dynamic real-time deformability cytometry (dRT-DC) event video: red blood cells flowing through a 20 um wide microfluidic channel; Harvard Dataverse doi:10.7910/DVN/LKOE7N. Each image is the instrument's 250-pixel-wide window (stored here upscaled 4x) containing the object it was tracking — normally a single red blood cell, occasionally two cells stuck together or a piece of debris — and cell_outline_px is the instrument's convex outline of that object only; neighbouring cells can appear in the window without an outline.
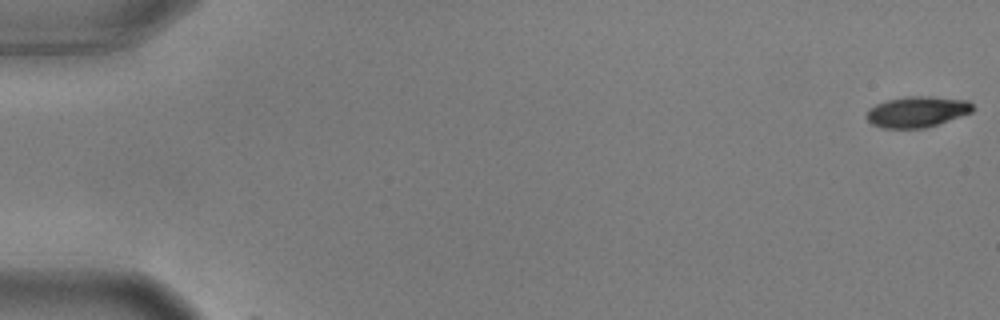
{"species": "common noctule bat (a hibernating species)", "species_latin": "Nyctalus noctula", "temperature_condition": "warm", "stored_images_in_passage": 3, "camera_frame_rate_fps": 3000, "um_per_image_px": 0.085, "animal": {"sex": "male", "body_mass_g": 17.9, "forearm_length_mm": 54.2}, "frame": {"image": 1, "passage_image": 1, "time_ms": 0.0, "image_size_px": [1000, 320], "cell_outline_px": [[976, 108], [972, 112], [924, 128], [884, 128], [872, 124], [864, 116], [868, 108], [876, 104], [888, 100], [908, 96], [932, 96], [968, 100]], "centroid_in_image_um": [77.94, 9.49], "position_along_channel_um": 7.1, "area_um2": 19.13}}